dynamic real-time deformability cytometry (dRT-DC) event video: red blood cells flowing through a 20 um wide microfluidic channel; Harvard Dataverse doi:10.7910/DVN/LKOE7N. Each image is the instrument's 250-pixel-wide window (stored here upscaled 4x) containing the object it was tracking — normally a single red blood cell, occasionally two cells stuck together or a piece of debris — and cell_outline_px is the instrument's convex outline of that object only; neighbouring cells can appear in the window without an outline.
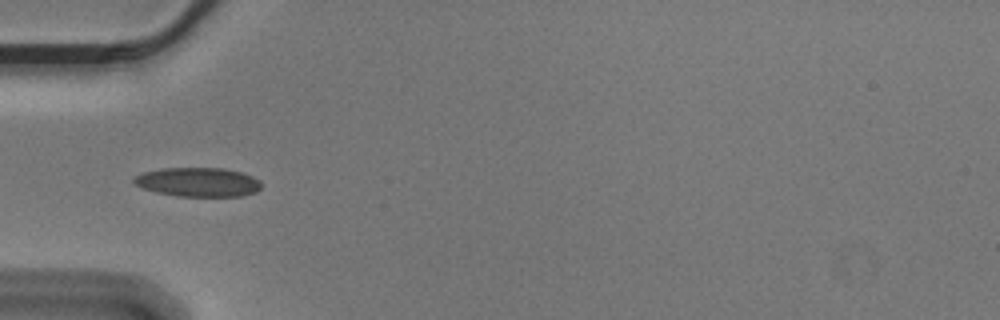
{"species": "Egyptian fruit bat (a non-hibernating species)", "species_latin": "Rousettus aegyptiacus", "temperature_condition": "cold", "stored_images_in_passage": 39, "camera_frame_rate_fps": 3000, "um_per_image_px": 0.085, "animal": {"sex": "male"}, "frame": {"image": 1, "passage_image": 1, "time_ms": 0.0, "image_size_px": [1000, 320], "cell_outline_px": [[260, 188], [256, 192], [244, 196], [176, 196], [156, 192], [140, 188], [132, 184], [132, 176], [144, 172], [160, 168], [224, 168], [244, 172], [260, 180]], "centroid_in_image_um": [16.79, 15.47], "position_along_channel_um": 68.2, "area_um2": 22.02}}
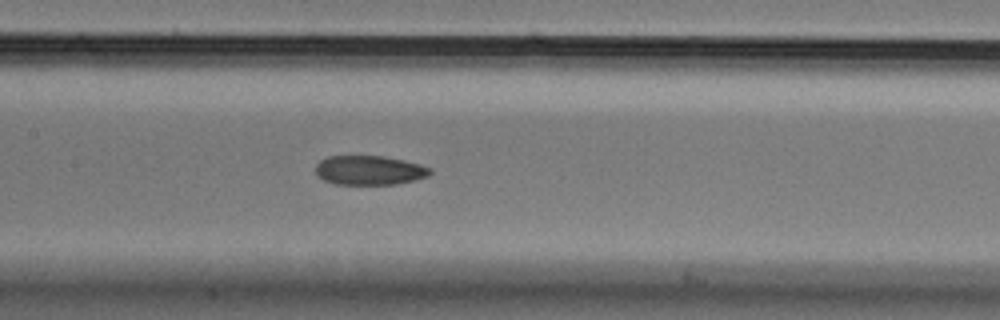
{"frame": {"image": 2, "passage_image": 10, "time_ms": 3.0, "image_size_px": [1000, 320], "cell_outline_px": [[432, 172], [428, 176], [416, 180], [396, 184], [336, 184], [324, 180], [316, 176], [316, 164], [320, 160], [328, 156], [384, 156], [404, 160], [420, 164], [432, 168]], "centroid_in_image_um": [31.41, 14.47], "position_along_channel_um": 176.0, "area_um2": 19.71}}
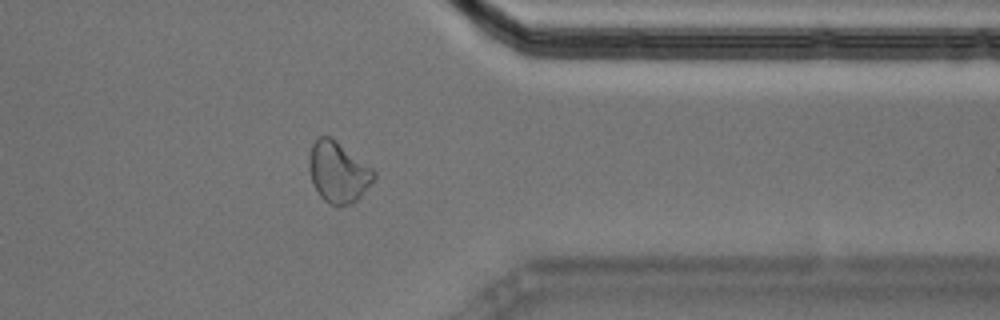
{"frame": {"image": 3, "passage_image": 28, "time_ms": 9.0, "image_size_px": [1000, 320], "cell_outline_px": [[376, 176], [360, 196], [352, 204], [332, 204], [324, 200], [320, 196], [312, 180], [308, 168], [308, 156], [312, 144], [320, 136], [328, 136], [336, 140], [372, 168], [376, 172]], "centroid_in_image_um": [28.72, 14.6], "position_along_channel_um": 382.7, "area_um2": 22.6}, "authors_computed_cell_mechanics": {"area_um2": 21.1548, "velocity_mm_per_s": 3.5759, "shape_relaxation_time_tau1_ms": null, "shape_relaxation_time_tau2_ms": 2.777, "deformation_change_tau1": null, "deformation_change_tau2": 0.0802}}